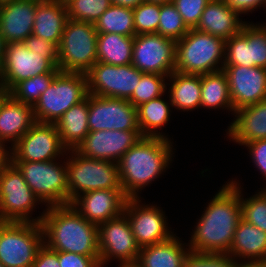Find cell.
I'll return each instance as SVG.
<instances>
[{
	"label": "cell",
	"instance_id": "2e32d148",
	"mask_svg": "<svg viewBox=\"0 0 266 267\" xmlns=\"http://www.w3.org/2000/svg\"><path fill=\"white\" fill-rule=\"evenodd\" d=\"M141 198H128L124 214L128 218L137 245L142 248L161 243L174 236L168 229L165 212L157 205L141 204Z\"/></svg>",
	"mask_w": 266,
	"mask_h": 267
},
{
	"label": "cell",
	"instance_id": "8d00e7d4",
	"mask_svg": "<svg viewBox=\"0 0 266 267\" xmlns=\"http://www.w3.org/2000/svg\"><path fill=\"white\" fill-rule=\"evenodd\" d=\"M188 31L189 29L184 24L182 16L172 2L160 4V18L157 29L159 35L177 42Z\"/></svg>",
	"mask_w": 266,
	"mask_h": 267
},
{
	"label": "cell",
	"instance_id": "f35d334b",
	"mask_svg": "<svg viewBox=\"0 0 266 267\" xmlns=\"http://www.w3.org/2000/svg\"><path fill=\"white\" fill-rule=\"evenodd\" d=\"M224 65H237L250 68L249 22L241 32L226 40Z\"/></svg>",
	"mask_w": 266,
	"mask_h": 267
},
{
	"label": "cell",
	"instance_id": "1f68e13d",
	"mask_svg": "<svg viewBox=\"0 0 266 267\" xmlns=\"http://www.w3.org/2000/svg\"><path fill=\"white\" fill-rule=\"evenodd\" d=\"M201 107L218 110L222 108L234 113L228 78L223 70L201 74Z\"/></svg>",
	"mask_w": 266,
	"mask_h": 267
},
{
	"label": "cell",
	"instance_id": "e0dca14e",
	"mask_svg": "<svg viewBox=\"0 0 266 267\" xmlns=\"http://www.w3.org/2000/svg\"><path fill=\"white\" fill-rule=\"evenodd\" d=\"M66 153L56 124L40 122H36L11 148L12 161H58Z\"/></svg>",
	"mask_w": 266,
	"mask_h": 267
},
{
	"label": "cell",
	"instance_id": "4316f807",
	"mask_svg": "<svg viewBox=\"0 0 266 267\" xmlns=\"http://www.w3.org/2000/svg\"><path fill=\"white\" fill-rule=\"evenodd\" d=\"M182 242L175 234L167 241L142 247L136 265L139 267H183L190 250L186 248L187 243Z\"/></svg>",
	"mask_w": 266,
	"mask_h": 267
},
{
	"label": "cell",
	"instance_id": "ee69618b",
	"mask_svg": "<svg viewBox=\"0 0 266 267\" xmlns=\"http://www.w3.org/2000/svg\"><path fill=\"white\" fill-rule=\"evenodd\" d=\"M58 261L60 267H101L100 256H84L58 251Z\"/></svg>",
	"mask_w": 266,
	"mask_h": 267
},
{
	"label": "cell",
	"instance_id": "f546056e",
	"mask_svg": "<svg viewBox=\"0 0 266 267\" xmlns=\"http://www.w3.org/2000/svg\"><path fill=\"white\" fill-rule=\"evenodd\" d=\"M133 42L134 37L98 33L97 62L115 66L132 64Z\"/></svg>",
	"mask_w": 266,
	"mask_h": 267
},
{
	"label": "cell",
	"instance_id": "816d5d0a",
	"mask_svg": "<svg viewBox=\"0 0 266 267\" xmlns=\"http://www.w3.org/2000/svg\"><path fill=\"white\" fill-rule=\"evenodd\" d=\"M6 43L4 42L1 32H0V66L2 65L4 59Z\"/></svg>",
	"mask_w": 266,
	"mask_h": 267
},
{
	"label": "cell",
	"instance_id": "30bf717a",
	"mask_svg": "<svg viewBox=\"0 0 266 267\" xmlns=\"http://www.w3.org/2000/svg\"><path fill=\"white\" fill-rule=\"evenodd\" d=\"M39 202L22 173L11 162L0 174V221L41 223L44 211L32 218Z\"/></svg>",
	"mask_w": 266,
	"mask_h": 267
},
{
	"label": "cell",
	"instance_id": "d590c367",
	"mask_svg": "<svg viewBox=\"0 0 266 267\" xmlns=\"http://www.w3.org/2000/svg\"><path fill=\"white\" fill-rule=\"evenodd\" d=\"M233 183L239 184V197L242 209V219L247 223L260 228L266 232V196L260 190L255 192L249 198H243L242 187L235 179L230 180ZM241 189V190H240Z\"/></svg>",
	"mask_w": 266,
	"mask_h": 267
},
{
	"label": "cell",
	"instance_id": "9c48e42d",
	"mask_svg": "<svg viewBox=\"0 0 266 267\" xmlns=\"http://www.w3.org/2000/svg\"><path fill=\"white\" fill-rule=\"evenodd\" d=\"M43 244L41 223L0 221V262L5 267H32Z\"/></svg>",
	"mask_w": 266,
	"mask_h": 267
},
{
	"label": "cell",
	"instance_id": "6f0895ef",
	"mask_svg": "<svg viewBox=\"0 0 266 267\" xmlns=\"http://www.w3.org/2000/svg\"><path fill=\"white\" fill-rule=\"evenodd\" d=\"M13 0H0V5H3V4H6V3H9Z\"/></svg>",
	"mask_w": 266,
	"mask_h": 267
},
{
	"label": "cell",
	"instance_id": "7a4b0ae2",
	"mask_svg": "<svg viewBox=\"0 0 266 267\" xmlns=\"http://www.w3.org/2000/svg\"><path fill=\"white\" fill-rule=\"evenodd\" d=\"M173 143L161 137H142L119 160L120 185L128 198H139V192L169 168Z\"/></svg>",
	"mask_w": 266,
	"mask_h": 267
},
{
	"label": "cell",
	"instance_id": "ac0fdd59",
	"mask_svg": "<svg viewBox=\"0 0 266 267\" xmlns=\"http://www.w3.org/2000/svg\"><path fill=\"white\" fill-rule=\"evenodd\" d=\"M229 82L234 112L266 99V69L223 65Z\"/></svg>",
	"mask_w": 266,
	"mask_h": 267
},
{
	"label": "cell",
	"instance_id": "484cf974",
	"mask_svg": "<svg viewBox=\"0 0 266 267\" xmlns=\"http://www.w3.org/2000/svg\"><path fill=\"white\" fill-rule=\"evenodd\" d=\"M67 20L65 3L59 0H40L36 4L32 34L58 47Z\"/></svg>",
	"mask_w": 266,
	"mask_h": 267
},
{
	"label": "cell",
	"instance_id": "b9f144b4",
	"mask_svg": "<svg viewBox=\"0 0 266 267\" xmlns=\"http://www.w3.org/2000/svg\"><path fill=\"white\" fill-rule=\"evenodd\" d=\"M239 262L228 253H199L189 251L183 267H237Z\"/></svg>",
	"mask_w": 266,
	"mask_h": 267
},
{
	"label": "cell",
	"instance_id": "f907efd6",
	"mask_svg": "<svg viewBox=\"0 0 266 267\" xmlns=\"http://www.w3.org/2000/svg\"><path fill=\"white\" fill-rule=\"evenodd\" d=\"M112 4L121 5L124 7L135 8L145 0H111Z\"/></svg>",
	"mask_w": 266,
	"mask_h": 267
},
{
	"label": "cell",
	"instance_id": "9a60e30c",
	"mask_svg": "<svg viewBox=\"0 0 266 267\" xmlns=\"http://www.w3.org/2000/svg\"><path fill=\"white\" fill-rule=\"evenodd\" d=\"M89 131H140L137 108L128 100L88 94Z\"/></svg>",
	"mask_w": 266,
	"mask_h": 267
},
{
	"label": "cell",
	"instance_id": "44dd1931",
	"mask_svg": "<svg viewBox=\"0 0 266 267\" xmlns=\"http://www.w3.org/2000/svg\"><path fill=\"white\" fill-rule=\"evenodd\" d=\"M40 0H13L0 5V32L4 42H24L34 26L36 4Z\"/></svg>",
	"mask_w": 266,
	"mask_h": 267
},
{
	"label": "cell",
	"instance_id": "cb8c5ba5",
	"mask_svg": "<svg viewBox=\"0 0 266 267\" xmlns=\"http://www.w3.org/2000/svg\"><path fill=\"white\" fill-rule=\"evenodd\" d=\"M239 16L225 1L211 0L204 8L195 29L228 40L239 34L247 22L242 21Z\"/></svg>",
	"mask_w": 266,
	"mask_h": 267
},
{
	"label": "cell",
	"instance_id": "277c9868",
	"mask_svg": "<svg viewBox=\"0 0 266 267\" xmlns=\"http://www.w3.org/2000/svg\"><path fill=\"white\" fill-rule=\"evenodd\" d=\"M226 40L209 33L189 29L176 42L175 71L207 74L223 70Z\"/></svg>",
	"mask_w": 266,
	"mask_h": 267
},
{
	"label": "cell",
	"instance_id": "11a10c76",
	"mask_svg": "<svg viewBox=\"0 0 266 267\" xmlns=\"http://www.w3.org/2000/svg\"><path fill=\"white\" fill-rule=\"evenodd\" d=\"M7 94V92L5 91V89L0 86V103H1V100L2 98Z\"/></svg>",
	"mask_w": 266,
	"mask_h": 267
},
{
	"label": "cell",
	"instance_id": "5bb4252c",
	"mask_svg": "<svg viewBox=\"0 0 266 267\" xmlns=\"http://www.w3.org/2000/svg\"><path fill=\"white\" fill-rule=\"evenodd\" d=\"M176 42L158 33L134 37L132 65L148 74L170 76L175 71Z\"/></svg>",
	"mask_w": 266,
	"mask_h": 267
},
{
	"label": "cell",
	"instance_id": "bcb514c9",
	"mask_svg": "<svg viewBox=\"0 0 266 267\" xmlns=\"http://www.w3.org/2000/svg\"><path fill=\"white\" fill-rule=\"evenodd\" d=\"M24 43L33 53H46L58 64V47L54 43L36 37L33 34L25 39Z\"/></svg>",
	"mask_w": 266,
	"mask_h": 267
},
{
	"label": "cell",
	"instance_id": "836d02e7",
	"mask_svg": "<svg viewBox=\"0 0 266 267\" xmlns=\"http://www.w3.org/2000/svg\"><path fill=\"white\" fill-rule=\"evenodd\" d=\"M56 73L34 76L18 82L8 93L17 101L34 106L40 95L46 91L55 78Z\"/></svg>",
	"mask_w": 266,
	"mask_h": 267
},
{
	"label": "cell",
	"instance_id": "3957f363",
	"mask_svg": "<svg viewBox=\"0 0 266 267\" xmlns=\"http://www.w3.org/2000/svg\"><path fill=\"white\" fill-rule=\"evenodd\" d=\"M41 226L44 244L51 250L99 256L97 225L70 204L46 207Z\"/></svg>",
	"mask_w": 266,
	"mask_h": 267
},
{
	"label": "cell",
	"instance_id": "9f6ffc18",
	"mask_svg": "<svg viewBox=\"0 0 266 267\" xmlns=\"http://www.w3.org/2000/svg\"><path fill=\"white\" fill-rule=\"evenodd\" d=\"M118 267H139V266L136 264H125V265H120Z\"/></svg>",
	"mask_w": 266,
	"mask_h": 267
},
{
	"label": "cell",
	"instance_id": "d4e9b609",
	"mask_svg": "<svg viewBox=\"0 0 266 267\" xmlns=\"http://www.w3.org/2000/svg\"><path fill=\"white\" fill-rule=\"evenodd\" d=\"M228 254L239 263H266V232L242 219Z\"/></svg>",
	"mask_w": 266,
	"mask_h": 267
},
{
	"label": "cell",
	"instance_id": "db71d44e",
	"mask_svg": "<svg viewBox=\"0 0 266 267\" xmlns=\"http://www.w3.org/2000/svg\"><path fill=\"white\" fill-rule=\"evenodd\" d=\"M145 1L164 4V3H171L173 0H145Z\"/></svg>",
	"mask_w": 266,
	"mask_h": 267
},
{
	"label": "cell",
	"instance_id": "e575fe53",
	"mask_svg": "<svg viewBox=\"0 0 266 267\" xmlns=\"http://www.w3.org/2000/svg\"><path fill=\"white\" fill-rule=\"evenodd\" d=\"M168 76L144 73L132 96L128 100L135 108L152 99L164 96Z\"/></svg>",
	"mask_w": 266,
	"mask_h": 267
},
{
	"label": "cell",
	"instance_id": "f6af8a7d",
	"mask_svg": "<svg viewBox=\"0 0 266 267\" xmlns=\"http://www.w3.org/2000/svg\"><path fill=\"white\" fill-rule=\"evenodd\" d=\"M257 170L266 178V139H259L244 144Z\"/></svg>",
	"mask_w": 266,
	"mask_h": 267
},
{
	"label": "cell",
	"instance_id": "83f0119b",
	"mask_svg": "<svg viewBox=\"0 0 266 267\" xmlns=\"http://www.w3.org/2000/svg\"><path fill=\"white\" fill-rule=\"evenodd\" d=\"M170 78V79H169ZM167 80L169 100L176 110L192 111L201 107V75L174 71Z\"/></svg>",
	"mask_w": 266,
	"mask_h": 267
},
{
	"label": "cell",
	"instance_id": "d6a6232c",
	"mask_svg": "<svg viewBox=\"0 0 266 267\" xmlns=\"http://www.w3.org/2000/svg\"><path fill=\"white\" fill-rule=\"evenodd\" d=\"M98 33L135 37L133 8L112 4L94 23Z\"/></svg>",
	"mask_w": 266,
	"mask_h": 267
},
{
	"label": "cell",
	"instance_id": "d6986e66",
	"mask_svg": "<svg viewBox=\"0 0 266 267\" xmlns=\"http://www.w3.org/2000/svg\"><path fill=\"white\" fill-rule=\"evenodd\" d=\"M142 137L140 131L99 130L89 132L76 150L89 158L118 163Z\"/></svg>",
	"mask_w": 266,
	"mask_h": 267
},
{
	"label": "cell",
	"instance_id": "ba28073f",
	"mask_svg": "<svg viewBox=\"0 0 266 267\" xmlns=\"http://www.w3.org/2000/svg\"><path fill=\"white\" fill-rule=\"evenodd\" d=\"M63 162L12 161L34 195L46 207L68 204L67 162Z\"/></svg>",
	"mask_w": 266,
	"mask_h": 267
},
{
	"label": "cell",
	"instance_id": "7c38bea8",
	"mask_svg": "<svg viewBox=\"0 0 266 267\" xmlns=\"http://www.w3.org/2000/svg\"><path fill=\"white\" fill-rule=\"evenodd\" d=\"M97 227L101 267L111 262L112 259L119 261L118 266L137 263L140 247L136 243L128 218L124 213Z\"/></svg>",
	"mask_w": 266,
	"mask_h": 267
},
{
	"label": "cell",
	"instance_id": "6da1fadb",
	"mask_svg": "<svg viewBox=\"0 0 266 267\" xmlns=\"http://www.w3.org/2000/svg\"><path fill=\"white\" fill-rule=\"evenodd\" d=\"M241 220L239 184L229 181L213 196L197 220L187 244L189 250L199 253H228Z\"/></svg>",
	"mask_w": 266,
	"mask_h": 267
},
{
	"label": "cell",
	"instance_id": "f5cc1de1",
	"mask_svg": "<svg viewBox=\"0 0 266 267\" xmlns=\"http://www.w3.org/2000/svg\"><path fill=\"white\" fill-rule=\"evenodd\" d=\"M237 267H266V263H239Z\"/></svg>",
	"mask_w": 266,
	"mask_h": 267
},
{
	"label": "cell",
	"instance_id": "5b68a950",
	"mask_svg": "<svg viewBox=\"0 0 266 267\" xmlns=\"http://www.w3.org/2000/svg\"><path fill=\"white\" fill-rule=\"evenodd\" d=\"M88 94L85 73L59 70L33 106L36 122L56 124L65 112L85 100Z\"/></svg>",
	"mask_w": 266,
	"mask_h": 267
},
{
	"label": "cell",
	"instance_id": "f1b7e54d",
	"mask_svg": "<svg viewBox=\"0 0 266 267\" xmlns=\"http://www.w3.org/2000/svg\"><path fill=\"white\" fill-rule=\"evenodd\" d=\"M61 142L67 150H74L88 135V96L72 106L56 123Z\"/></svg>",
	"mask_w": 266,
	"mask_h": 267
},
{
	"label": "cell",
	"instance_id": "52a82bcc",
	"mask_svg": "<svg viewBox=\"0 0 266 267\" xmlns=\"http://www.w3.org/2000/svg\"><path fill=\"white\" fill-rule=\"evenodd\" d=\"M98 32L93 23L68 19L58 46V68L86 73L97 62Z\"/></svg>",
	"mask_w": 266,
	"mask_h": 267
},
{
	"label": "cell",
	"instance_id": "4fadbf2b",
	"mask_svg": "<svg viewBox=\"0 0 266 267\" xmlns=\"http://www.w3.org/2000/svg\"><path fill=\"white\" fill-rule=\"evenodd\" d=\"M85 74L89 94L129 100L144 73L132 64L96 62Z\"/></svg>",
	"mask_w": 266,
	"mask_h": 267
},
{
	"label": "cell",
	"instance_id": "8992f818",
	"mask_svg": "<svg viewBox=\"0 0 266 267\" xmlns=\"http://www.w3.org/2000/svg\"><path fill=\"white\" fill-rule=\"evenodd\" d=\"M68 204L80 194L102 189H122L118 163L98 160L67 150Z\"/></svg>",
	"mask_w": 266,
	"mask_h": 267
},
{
	"label": "cell",
	"instance_id": "7bdbcfd3",
	"mask_svg": "<svg viewBox=\"0 0 266 267\" xmlns=\"http://www.w3.org/2000/svg\"><path fill=\"white\" fill-rule=\"evenodd\" d=\"M211 0H173L177 11L182 16L188 29H195L206 5Z\"/></svg>",
	"mask_w": 266,
	"mask_h": 267
},
{
	"label": "cell",
	"instance_id": "ffe728a7",
	"mask_svg": "<svg viewBox=\"0 0 266 267\" xmlns=\"http://www.w3.org/2000/svg\"><path fill=\"white\" fill-rule=\"evenodd\" d=\"M127 199L122 189H102L80 194L70 205L88 222L98 226L122 215Z\"/></svg>",
	"mask_w": 266,
	"mask_h": 267
},
{
	"label": "cell",
	"instance_id": "7402d4cb",
	"mask_svg": "<svg viewBox=\"0 0 266 267\" xmlns=\"http://www.w3.org/2000/svg\"><path fill=\"white\" fill-rule=\"evenodd\" d=\"M36 123L33 107L7 93L0 103V142L11 147Z\"/></svg>",
	"mask_w": 266,
	"mask_h": 267
},
{
	"label": "cell",
	"instance_id": "8fae6325",
	"mask_svg": "<svg viewBox=\"0 0 266 267\" xmlns=\"http://www.w3.org/2000/svg\"><path fill=\"white\" fill-rule=\"evenodd\" d=\"M58 71L57 63L48 54L33 53L24 42L7 43L0 66V86L8 93L22 80Z\"/></svg>",
	"mask_w": 266,
	"mask_h": 267
},
{
	"label": "cell",
	"instance_id": "680465c9",
	"mask_svg": "<svg viewBox=\"0 0 266 267\" xmlns=\"http://www.w3.org/2000/svg\"><path fill=\"white\" fill-rule=\"evenodd\" d=\"M261 191L264 193V195L266 196V186L265 188L261 189Z\"/></svg>",
	"mask_w": 266,
	"mask_h": 267
},
{
	"label": "cell",
	"instance_id": "681fc988",
	"mask_svg": "<svg viewBox=\"0 0 266 267\" xmlns=\"http://www.w3.org/2000/svg\"><path fill=\"white\" fill-rule=\"evenodd\" d=\"M5 146L7 147L3 142H0V174L12 162L11 146H9V150Z\"/></svg>",
	"mask_w": 266,
	"mask_h": 267
},
{
	"label": "cell",
	"instance_id": "603a6c76",
	"mask_svg": "<svg viewBox=\"0 0 266 267\" xmlns=\"http://www.w3.org/2000/svg\"><path fill=\"white\" fill-rule=\"evenodd\" d=\"M236 118L227 128V137L240 146L266 139V99L234 112Z\"/></svg>",
	"mask_w": 266,
	"mask_h": 267
},
{
	"label": "cell",
	"instance_id": "ab89813d",
	"mask_svg": "<svg viewBox=\"0 0 266 267\" xmlns=\"http://www.w3.org/2000/svg\"><path fill=\"white\" fill-rule=\"evenodd\" d=\"M160 18V3L143 1L133 8L135 34L157 33Z\"/></svg>",
	"mask_w": 266,
	"mask_h": 267
},
{
	"label": "cell",
	"instance_id": "74e56055",
	"mask_svg": "<svg viewBox=\"0 0 266 267\" xmlns=\"http://www.w3.org/2000/svg\"><path fill=\"white\" fill-rule=\"evenodd\" d=\"M111 5V0H69L65 3L68 19L93 24Z\"/></svg>",
	"mask_w": 266,
	"mask_h": 267
},
{
	"label": "cell",
	"instance_id": "60d3db41",
	"mask_svg": "<svg viewBox=\"0 0 266 267\" xmlns=\"http://www.w3.org/2000/svg\"><path fill=\"white\" fill-rule=\"evenodd\" d=\"M250 67L266 69V23L249 22Z\"/></svg>",
	"mask_w": 266,
	"mask_h": 267
},
{
	"label": "cell",
	"instance_id": "91938a15",
	"mask_svg": "<svg viewBox=\"0 0 266 267\" xmlns=\"http://www.w3.org/2000/svg\"><path fill=\"white\" fill-rule=\"evenodd\" d=\"M59 1H61V2H63V3H66V2L69 1V0H59Z\"/></svg>",
	"mask_w": 266,
	"mask_h": 267
},
{
	"label": "cell",
	"instance_id": "c3c4849f",
	"mask_svg": "<svg viewBox=\"0 0 266 267\" xmlns=\"http://www.w3.org/2000/svg\"><path fill=\"white\" fill-rule=\"evenodd\" d=\"M32 267H60L58 251H53L45 244L38 250Z\"/></svg>",
	"mask_w": 266,
	"mask_h": 267
},
{
	"label": "cell",
	"instance_id": "7dc6e473",
	"mask_svg": "<svg viewBox=\"0 0 266 267\" xmlns=\"http://www.w3.org/2000/svg\"><path fill=\"white\" fill-rule=\"evenodd\" d=\"M226 5L237 14L252 13L258 7L266 8V0H224Z\"/></svg>",
	"mask_w": 266,
	"mask_h": 267
},
{
	"label": "cell",
	"instance_id": "4dcf8cb0",
	"mask_svg": "<svg viewBox=\"0 0 266 267\" xmlns=\"http://www.w3.org/2000/svg\"><path fill=\"white\" fill-rule=\"evenodd\" d=\"M170 103V105H169ZM171 102L162 99V96L152 99L137 107L138 125L143 137H161L167 135L158 131L170 120Z\"/></svg>",
	"mask_w": 266,
	"mask_h": 267
}]
</instances>
